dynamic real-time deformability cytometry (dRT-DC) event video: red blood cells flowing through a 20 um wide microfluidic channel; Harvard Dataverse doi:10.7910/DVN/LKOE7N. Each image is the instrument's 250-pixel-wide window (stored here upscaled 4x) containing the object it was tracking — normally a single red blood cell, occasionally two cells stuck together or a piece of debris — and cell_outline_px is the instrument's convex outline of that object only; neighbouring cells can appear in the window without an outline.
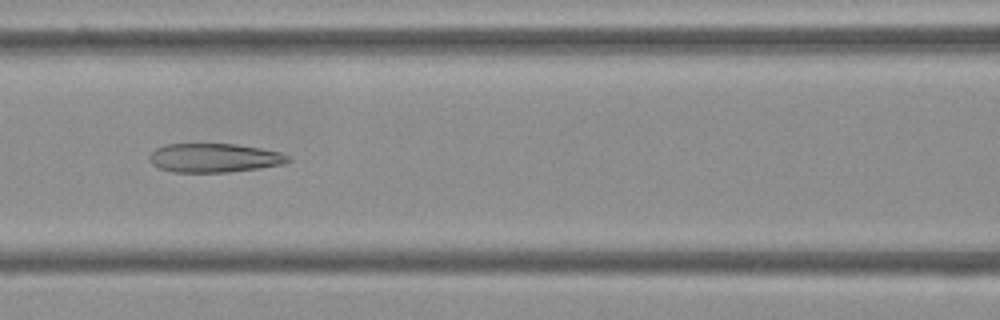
{"species": "Egyptian fruit bat (a non-hibernating species)", "species_latin": "Rousettus aegyptiacus", "temperature_condition": "cold", "stored_images_in_passage": 53, "camera_frame_rate_fps": 3000, "um_per_image_px": 0.085, "frame": {"image": 1, "passage_image": 23, "time_ms": 7.333, "image_size_px": [1000, 320], "cell_outline_px": [[292, 160], [284, 164], [260, 168], [228, 172], [172, 172], [160, 168], [152, 164], [148, 160], [148, 156], [156, 148], [164, 144], [236, 144], [260, 148], [280, 152], [288, 156]], "centroid_in_image_um": [18.2, 13.42], "position_along_channel_um": 148.4, "area_um2": 23.47}}
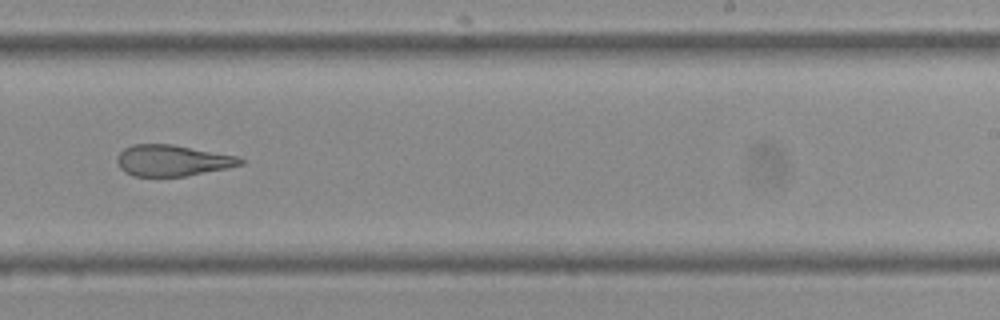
{"frame": {"image": 2, "passage_image": 33, "time_ms": 10.667, "image_size_px": [1000, 320], "cell_outline_px": [[244, 164], [228, 168], [184, 176], [132, 176], [124, 172], [120, 168], [116, 160], [116, 156], [124, 148], [132, 144], [172, 144], [240, 156], [244, 160]], "centroid_in_image_um": [14.66, 13.63], "position_along_channel_um": 274.3, "area_um2": 22.6}}
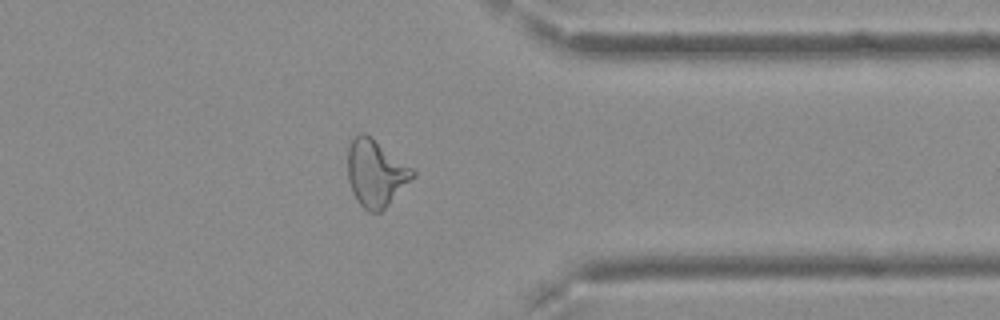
{"frame": {"image": 3, "passage_image": 42, "time_ms": 13.667, "image_size_px": [1000, 320], "cell_outline_px": [[416, 176], [380, 212], [368, 212], [356, 200], [352, 192], [348, 180], [348, 144], [360, 132], [364, 132], [412, 168], [416, 172]], "centroid_in_image_um": [31.92, 14.73], "position_along_channel_um": 379.5, "area_um2": 25.03}, "authors_computed_cell_mechanics": {"area_um2": 25.6054, "velocity_mm_per_s": 3.7836, "shape_relaxation_time_tau1_ms": null, "shape_relaxation_time_tau2_ms": 3.5712, "deformation_change_tau1": null, "deformation_change_tau2": 0.1445}}